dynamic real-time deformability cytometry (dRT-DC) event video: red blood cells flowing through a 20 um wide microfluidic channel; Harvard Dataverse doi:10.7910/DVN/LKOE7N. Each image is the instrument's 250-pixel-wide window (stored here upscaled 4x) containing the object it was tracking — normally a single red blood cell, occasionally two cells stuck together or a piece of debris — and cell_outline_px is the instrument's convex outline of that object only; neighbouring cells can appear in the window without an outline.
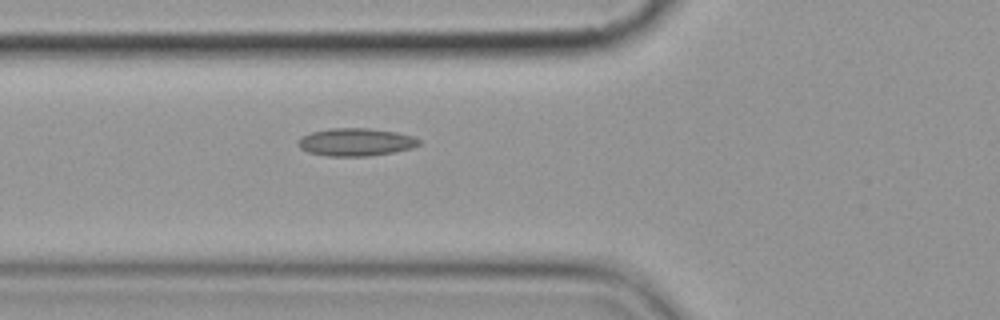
{"species": "common noctule bat (a hibernating species)", "species_latin": "Nyctalus noctula", "temperature_condition": "cold", "stored_images_in_passage": 4, "camera_frame_rate_fps": 3000, "um_per_image_px": 0.085, "animal": {"sex": "female", "body_mass_g": 19.9}, "frame": {"image": 1, "passage_image": 4, "time_ms": 4.333, "image_size_px": [1000, 320], "cell_outline_px": [[420, 144], [412, 148], [392, 152], [368, 156], [328, 156], [308, 152], [300, 148], [296, 144], [300, 136], [312, 132], [328, 128], [368, 128], [396, 132], [412, 136], [420, 140]], "centroid_in_image_um": [30.2, 12.07], "position_along_channel_um": 95.6, "area_um2": 19.59}}